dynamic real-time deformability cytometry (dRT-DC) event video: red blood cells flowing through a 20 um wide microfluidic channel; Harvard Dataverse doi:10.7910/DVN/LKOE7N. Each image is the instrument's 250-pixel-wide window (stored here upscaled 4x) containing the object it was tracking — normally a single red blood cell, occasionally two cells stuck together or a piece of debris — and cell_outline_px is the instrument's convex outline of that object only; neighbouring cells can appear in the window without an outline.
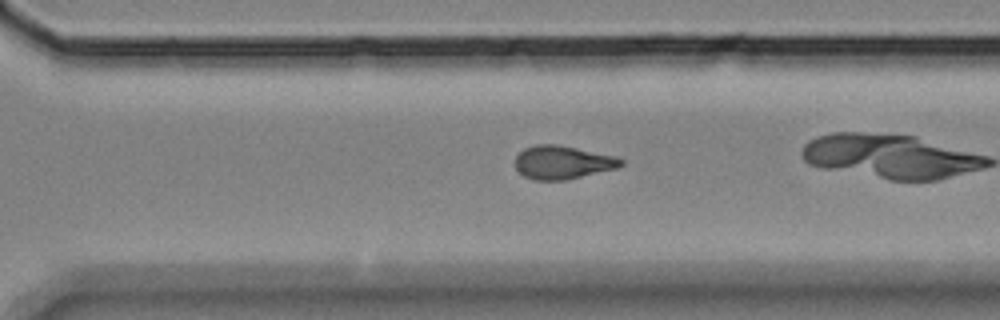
{"species": "Egyptian fruit bat (a non-hibernating species)", "species_latin": "Rousettus aegyptiacus", "temperature_condition": "room temperature", "stored_images_in_passage": 37, "camera_frame_rate_fps": 3000, "um_per_image_px": 0.085, "animal": {"sex": "female"}, "frame": {"image": 1, "passage_image": 32, "time_ms": 10.333, "image_size_px": [1000, 320], "cell_outline_px": [[624, 164], [616, 168], [564, 180], [532, 180], [524, 176], [516, 168], [516, 156], [524, 148], [536, 144], [556, 144], [616, 156], [624, 160]], "centroid_in_image_um": [47.81, 13.79], "position_along_channel_um": 322.8, "area_um2": 20.4}}